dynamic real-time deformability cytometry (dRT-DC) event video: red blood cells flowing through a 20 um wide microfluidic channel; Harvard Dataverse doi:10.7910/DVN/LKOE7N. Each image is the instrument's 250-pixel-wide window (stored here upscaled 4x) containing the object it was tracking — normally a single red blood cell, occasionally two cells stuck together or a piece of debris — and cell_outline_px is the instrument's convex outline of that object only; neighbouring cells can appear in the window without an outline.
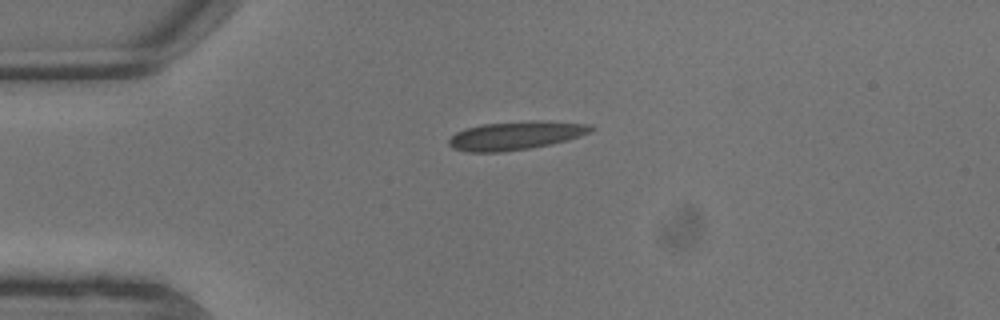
{"species": "common noctule bat (a hibernating species)", "species_latin": "Nyctalus noctula", "temperature_condition": "warm", "stored_images_in_passage": 2, "camera_frame_rate_fps": 3000, "um_per_image_px": 0.085, "animal": {"sex": "male", "body_mass_g": 13.3}, "frame": {"image": 1, "passage_image": 1, "time_ms": 0.0, "image_size_px": [1000, 320], "cell_outline_px": [[596, 128], [580, 136], [568, 140], [528, 148], [500, 152], [468, 152], [452, 148], [448, 144], [448, 140], [456, 132], [464, 128], [484, 124], [536, 120], [588, 124]], "centroid_in_image_um": [43.79, 11.52], "position_along_channel_um": 41.2, "area_um2": 23.35}}